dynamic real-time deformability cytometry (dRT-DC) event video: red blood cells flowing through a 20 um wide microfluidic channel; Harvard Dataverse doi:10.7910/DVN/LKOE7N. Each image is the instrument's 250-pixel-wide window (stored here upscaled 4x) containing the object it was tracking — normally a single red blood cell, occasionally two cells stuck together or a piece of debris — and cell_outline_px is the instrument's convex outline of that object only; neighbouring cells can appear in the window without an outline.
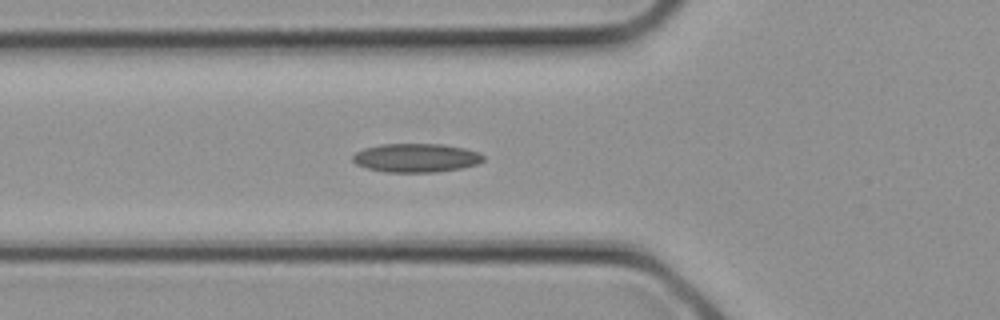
{"species": "common noctule bat (a hibernating species)", "species_latin": "Nyctalus noctula", "temperature_condition": "cold", "stored_images_in_passage": 9, "camera_frame_rate_fps": 3000, "um_per_image_px": 0.085, "animal": {"sex": "female", "body_mass_g": 21.9}, "frame": {"image": 1, "passage_image": 7, "time_ms": 2.0, "image_size_px": [1000, 320], "cell_outline_px": [[484, 160], [476, 164], [460, 168], [436, 172], [384, 172], [368, 168], [356, 164], [352, 160], [352, 156], [356, 152], [364, 148], [380, 144], [444, 144], [464, 148], [480, 152], [484, 156]], "centroid_in_image_um": [35.36, 13.41], "position_along_channel_um": 90.4, "area_um2": 21.91}}
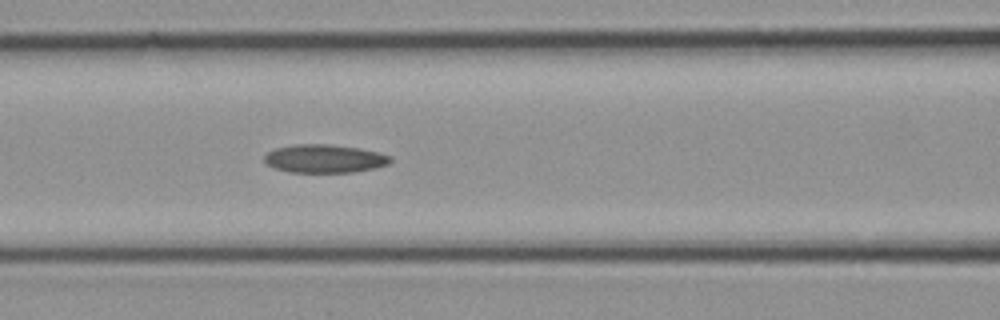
{"frame": {"image": 2, "passage_image": 9, "time_ms": 2.667, "image_size_px": [1000, 320], "cell_outline_px": [[392, 160], [388, 164], [376, 168], [352, 172], [288, 172], [272, 168], [264, 160], [264, 156], [268, 152], [276, 148], [296, 144], [332, 144], [360, 148], [392, 156]], "centroid_in_image_um": [27.58, 13.48], "position_along_channel_um": 139.0, "area_um2": 20.87}}